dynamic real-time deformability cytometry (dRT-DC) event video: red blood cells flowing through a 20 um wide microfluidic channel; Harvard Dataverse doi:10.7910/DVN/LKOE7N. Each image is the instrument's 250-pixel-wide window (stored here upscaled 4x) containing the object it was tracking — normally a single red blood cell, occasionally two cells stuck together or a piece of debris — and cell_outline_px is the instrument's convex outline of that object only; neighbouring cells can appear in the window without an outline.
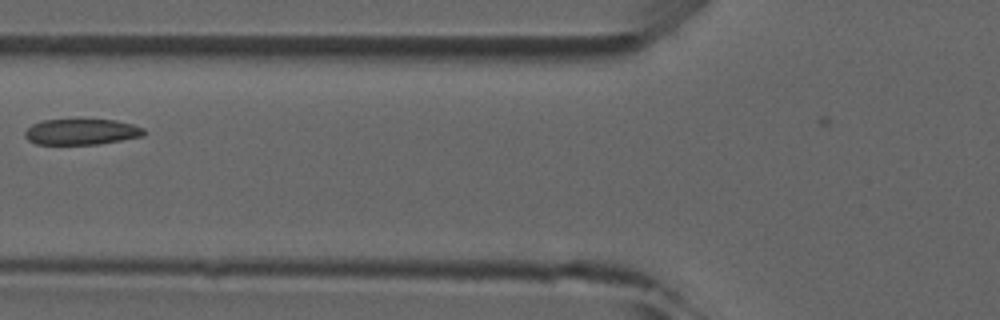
{"species": "common noctule bat (a hibernating species)", "species_latin": "Nyctalus noctula", "temperature_condition": "room temperature", "stored_images_in_passage": 5, "camera_frame_rate_fps": 3000, "um_per_image_px": 0.085, "animal": {"sex": "male", "forearm_length_mm": 52.5}, "frame": {"image": 1, "passage_image": 4, "time_ms": 4.333, "image_size_px": [1000, 320], "cell_outline_px": [[148, 132], [144, 136], [100, 144], [36, 144], [28, 140], [24, 136], [24, 132], [32, 124], [40, 120], [116, 120], [132, 124], [144, 128]], "centroid_in_image_um": [6.95, 11.21], "position_along_channel_um": 118.9, "area_um2": 18.03}}
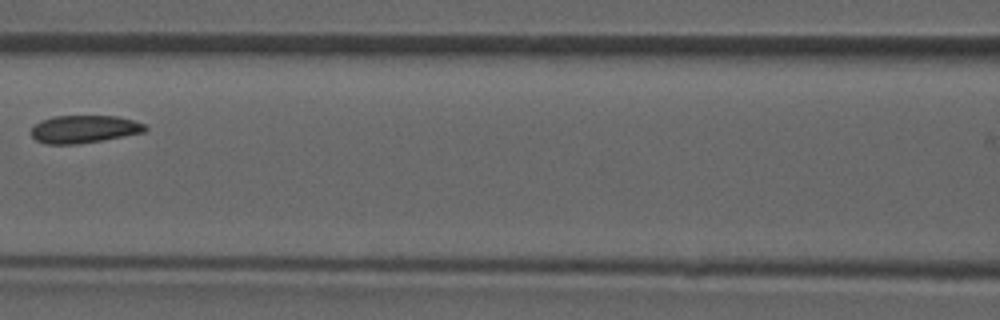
{"frame": {"image": 2, "passage_image": 5, "time_ms": 5.333, "image_size_px": [1000, 320], "cell_outline_px": [[148, 128], [144, 132], [100, 140], [76, 144], [44, 144], [36, 140], [32, 136], [32, 128], [40, 120], [52, 116], [116, 116], [132, 120], [144, 124]], "centroid_in_image_um": [7.11, 10.97], "position_along_channel_um": 159.5, "area_um2": 18.21}}